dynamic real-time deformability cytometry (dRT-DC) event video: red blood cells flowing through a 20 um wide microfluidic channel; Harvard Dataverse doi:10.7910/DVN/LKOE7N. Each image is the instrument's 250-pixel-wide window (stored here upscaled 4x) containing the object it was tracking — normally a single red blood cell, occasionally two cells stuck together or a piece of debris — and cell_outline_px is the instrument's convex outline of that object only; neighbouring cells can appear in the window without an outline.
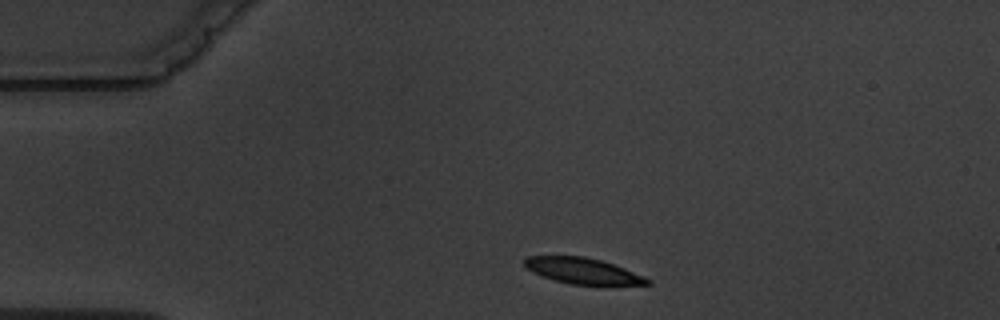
{"species": "common noctule bat (a hibernating species)", "species_latin": "Nyctalus noctula", "temperature_condition": "warm", "stored_images_in_passage": 3, "camera_frame_rate_fps": 3000, "um_per_image_px": 0.085, "animal": {"sex": "male", "body_mass_g": 19.5, "forearm_length_mm": 54.6}, "frame": {"image": 1, "passage_image": 1, "time_ms": 0.0, "image_size_px": [1000, 320], "cell_outline_px": [[652, 284], [608, 288], [600, 288], [568, 284], [552, 280], [532, 272], [524, 264], [524, 260], [528, 256], [584, 256], [600, 260], [624, 268], [644, 276], [652, 280]], "centroid_in_image_um": [49.66, 23.1], "position_along_channel_um": 35.3, "area_um2": 19.65}}
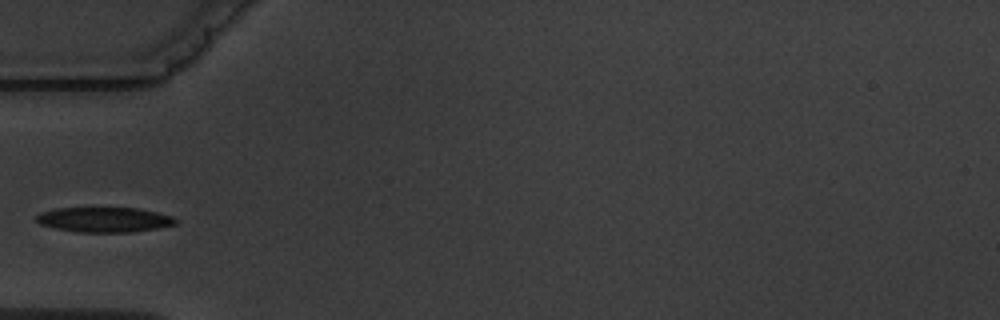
{"frame": {"image": 2, "passage_image": 3, "time_ms": 2.333, "image_size_px": [1000, 320], "cell_outline_px": [[180, 220], [176, 224], [156, 228], [132, 232], [80, 232], [56, 228], [40, 224], [36, 220], [36, 216], [40, 212], [56, 208], [140, 208], [172, 216]], "centroid_in_image_um": [8.89, 18.66], "position_along_channel_um": 76.1, "area_um2": 20.23}}